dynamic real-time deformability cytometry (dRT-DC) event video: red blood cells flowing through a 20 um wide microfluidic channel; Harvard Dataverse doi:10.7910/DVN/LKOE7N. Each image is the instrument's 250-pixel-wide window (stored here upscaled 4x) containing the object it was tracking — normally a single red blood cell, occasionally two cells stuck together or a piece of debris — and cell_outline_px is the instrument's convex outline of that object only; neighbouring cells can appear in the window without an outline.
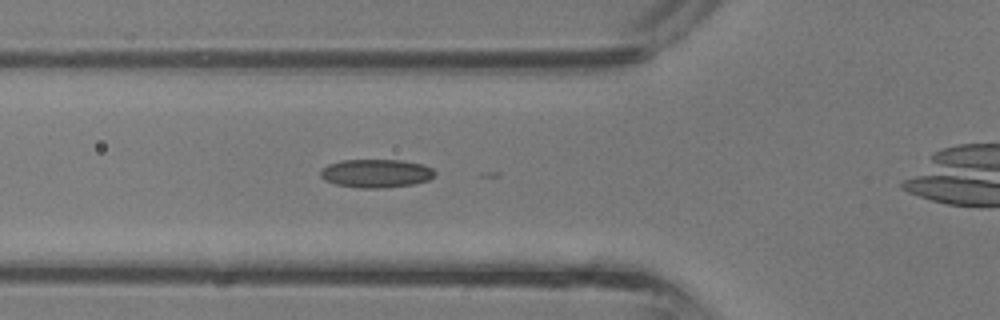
{"species": "common noctule bat (a hibernating species)", "species_latin": "Nyctalus noctula", "temperature_condition": "room temperature", "stored_images_in_passage": 10, "camera_frame_rate_fps": 3000, "um_per_image_px": 0.085, "animal": {"sex": "male", "body_mass_g": 13.3}, "frame": {"image": 1, "passage_image": 9, "time_ms": 2.667, "image_size_px": [1000, 320], "cell_outline_px": [[436, 172], [428, 180], [412, 184], [384, 188], [360, 188], [336, 184], [324, 180], [320, 176], [320, 172], [328, 164], [340, 160], [400, 160], [420, 164], [432, 168]], "centroid_in_image_um": [31.94, 14.74], "position_along_channel_um": 93.9, "area_um2": 18.79}}